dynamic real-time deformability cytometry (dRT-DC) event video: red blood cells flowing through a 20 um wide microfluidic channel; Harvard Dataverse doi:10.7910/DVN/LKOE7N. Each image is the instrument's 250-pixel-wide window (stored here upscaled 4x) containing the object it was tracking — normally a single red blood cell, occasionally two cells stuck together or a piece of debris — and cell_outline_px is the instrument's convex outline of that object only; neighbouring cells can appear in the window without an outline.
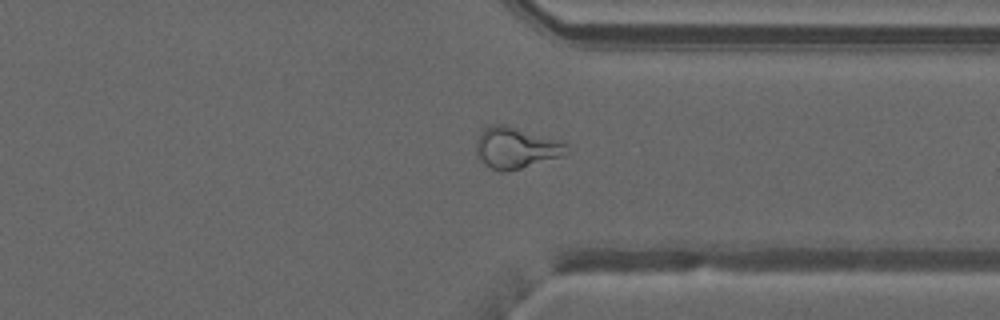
{"species": "common noctule bat (a hibernating species)", "species_latin": "Nyctalus noctula", "temperature_condition": "warm", "stored_images_in_passage": 44, "camera_frame_rate_fps": 3000, "um_per_image_px": 0.085, "animal": {"sex": "male", "forearm_length_mm": 52.5}, "frame": {"image": 1, "passage_image": 32, "time_ms": 10.333, "image_size_px": [1000, 320], "cell_outline_px": [[568, 152], [564, 156], [520, 168], [504, 172], [500, 172], [484, 164], [480, 160], [476, 152], [476, 140], [484, 124], [504, 124], [564, 140], [568, 144]], "centroid_in_image_um": [43.87, 12.53], "position_along_channel_um": 367.5, "area_um2": 22.31}, "authors_computed_cell_mechanics": {"area_um2": 23.2934, "velocity_mm_per_s": 4.0673, "shape_relaxation_time_tau1_ms": null, "shape_relaxation_time_tau2_ms": 0.6064, "deformation_change_tau1": null, "deformation_change_tau2": 0.0515}}